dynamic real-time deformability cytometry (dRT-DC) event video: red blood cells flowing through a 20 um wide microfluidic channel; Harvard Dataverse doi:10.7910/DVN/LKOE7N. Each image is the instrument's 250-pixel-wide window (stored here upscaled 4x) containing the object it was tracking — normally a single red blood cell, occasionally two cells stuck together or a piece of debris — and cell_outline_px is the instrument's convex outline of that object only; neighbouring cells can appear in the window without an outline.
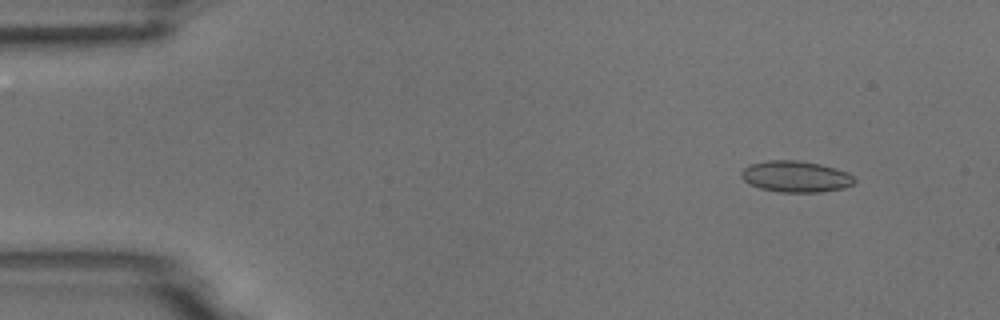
{"species": "common noctule bat (a hibernating species)", "species_latin": "Nyctalus noctula", "temperature_condition": "room temperature", "stored_images_in_passage": 5, "camera_frame_rate_fps": 3000, "um_per_image_px": 0.085, "animal": {"sex": "male", "body_mass_g": 18.8}, "frame": {"image": 1, "passage_image": 2, "time_ms": 1.0, "image_size_px": [1000, 320], "cell_outline_px": [[856, 180], [852, 184], [844, 188], [820, 192], [780, 192], [760, 188], [748, 184], [740, 176], [740, 172], [748, 164], [768, 160], [796, 160], [820, 164], [836, 168], [848, 172]], "centroid_in_image_um": [67.61, 15.0], "position_along_channel_um": 17.4, "area_um2": 20.75}}
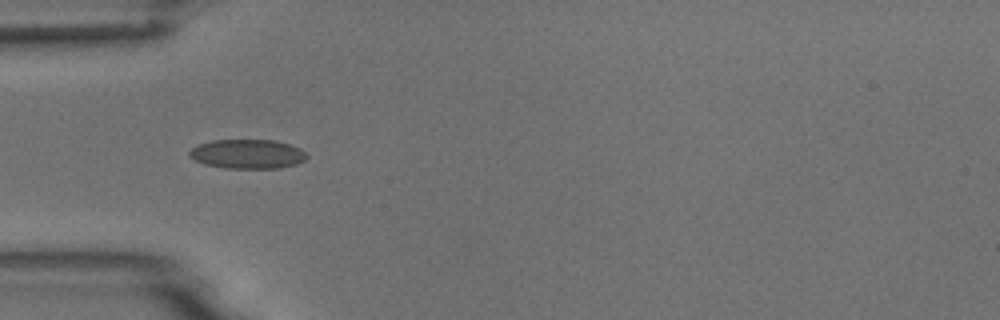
{"frame": {"image": 2, "passage_image": 5, "time_ms": 4.667, "image_size_px": [1000, 320], "cell_outline_px": [[308, 156], [304, 160], [296, 164], [280, 168], [224, 168], [204, 164], [188, 156], [188, 152], [192, 148], [200, 144], [212, 140], [276, 140], [300, 148]], "centroid_in_image_um": [21.03, 13.09], "position_along_channel_um": 64.0, "area_um2": 20.0}}